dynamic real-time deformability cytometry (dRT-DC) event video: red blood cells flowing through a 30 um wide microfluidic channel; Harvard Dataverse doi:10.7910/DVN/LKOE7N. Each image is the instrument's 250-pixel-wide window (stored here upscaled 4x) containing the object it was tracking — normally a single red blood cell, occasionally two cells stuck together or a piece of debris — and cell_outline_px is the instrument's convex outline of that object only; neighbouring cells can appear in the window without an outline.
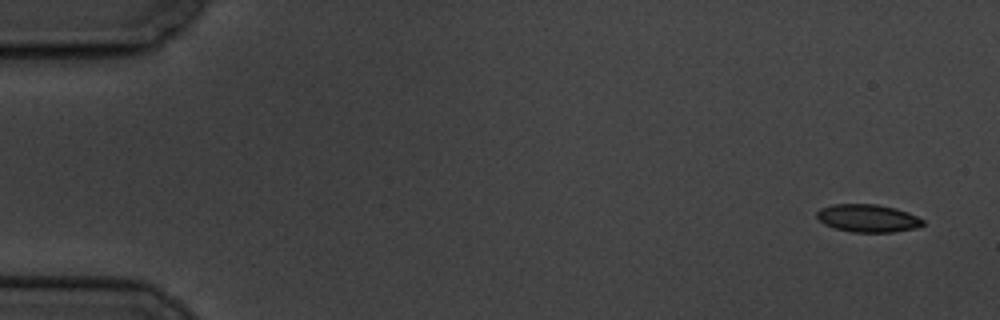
{"species": "common noctule bat (a hibernating species)", "species_latin": "Nyctalus noctula", "temperature_condition": "cold", "stored_images_in_passage": 6, "segment_of_instrument_passage": [1, 2], "camera_frame_rate_fps": 3000, "um_per_image_px": 0.085, "animal": {"sex": "male", "body_mass_g": 19.5, "forearm_length_mm": 54.6}, "frame": {"image": 1, "passage_image": 1, "time_ms": 0.0, "image_size_px": [1000, 320], "cell_outline_px": [[924, 224], [916, 228], [892, 232], [852, 232], [836, 228], [824, 224], [816, 216], [816, 212], [820, 208], [832, 204], [876, 204], [896, 208], [908, 212], [924, 220]], "centroid_in_image_um": [73.76, 18.54], "position_along_channel_um": 11.2, "area_um2": 17.17}}